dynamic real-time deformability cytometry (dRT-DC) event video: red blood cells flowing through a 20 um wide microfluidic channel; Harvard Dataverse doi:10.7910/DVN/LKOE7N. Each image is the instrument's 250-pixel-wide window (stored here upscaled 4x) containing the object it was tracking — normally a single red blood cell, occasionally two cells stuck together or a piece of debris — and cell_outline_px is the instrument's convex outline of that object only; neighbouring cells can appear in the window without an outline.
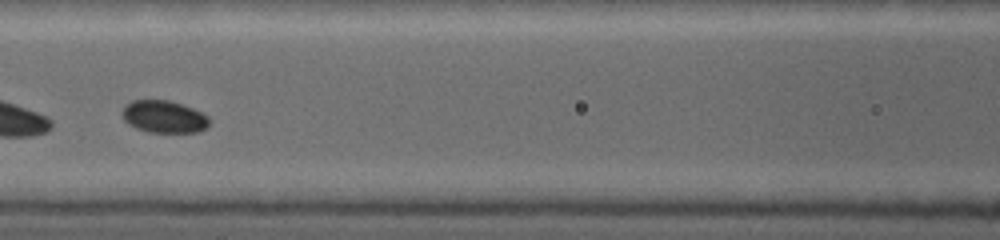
{"species": "common noctule bat (a hibernating species)", "species_latin": "Nyctalus noctula", "temperature_condition": "warm", "stored_images_in_passage": 11, "camera_frame_rate_fps": 5000, "um_per_image_px": 0.085, "animal": {"sex": "female", "body_mass_g": 19.0, "forearm_length_mm": 53.3}, "frame": {"image": 1, "passage_image": 5, "time_ms": 2.6, "image_size_px": [1000, 240], "cell_outline_px": [[208, 124], [200, 132], [148, 132], [136, 128], [124, 120], [124, 108], [128, 104], [136, 100], [164, 100], [180, 104], [192, 108], [200, 112], [208, 120]], "centroid_in_image_um": [13.93, 9.93], "position_along_channel_um": 152.7, "area_um2": 15.78}}
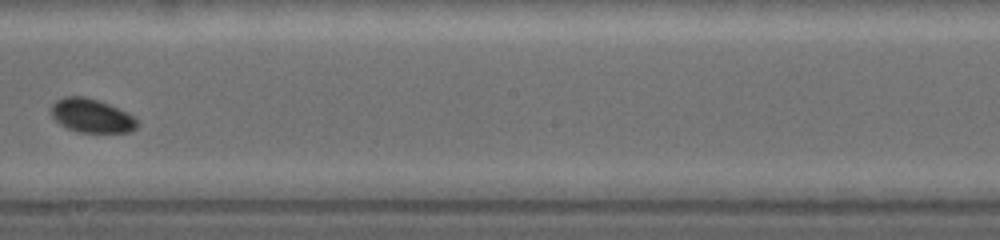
{"frame": {"image": 2, "passage_image": 8, "time_ms": 4.6, "image_size_px": [1000, 240], "cell_outline_px": [[136, 128], [128, 132], [80, 132], [68, 128], [60, 124], [52, 116], [52, 104], [56, 100], [68, 96], [80, 96], [96, 100], [116, 108], [132, 116], [136, 120]], "centroid_in_image_um": [7.74, 9.84], "position_along_channel_um": 240.5, "area_um2": 16.3}}